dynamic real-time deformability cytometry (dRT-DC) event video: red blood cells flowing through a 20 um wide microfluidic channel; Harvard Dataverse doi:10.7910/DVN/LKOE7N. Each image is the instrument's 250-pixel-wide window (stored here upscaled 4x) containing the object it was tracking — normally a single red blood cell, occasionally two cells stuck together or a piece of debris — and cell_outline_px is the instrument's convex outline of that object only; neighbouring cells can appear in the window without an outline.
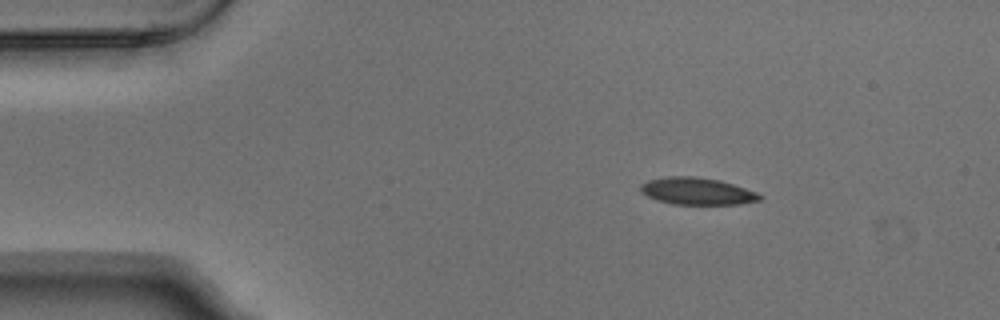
{"species": "Egyptian fruit bat (a non-hibernating species)", "species_latin": "Rousettus aegyptiacus", "temperature_condition": "warm", "stored_images_in_passage": 4, "camera_frame_rate_fps": 3000, "um_per_image_px": 0.085, "animal": {"sex": "male"}, "frame": {"image": 1, "passage_image": 2, "time_ms": 0.333, "image_size_px": [1000, 320], "cell_outline_px": [[764, 196], [760, 200], [740, 204], [672, 204], [656, 200], [640, 192], [640, 184], [648, 180], [668, 176], [696, 176], [720, 180], [756, 192]], "centroid_in_image_um": [59.23, 16.25], "position_along_channel_um": 25.8, "area_um2": 18.84}}
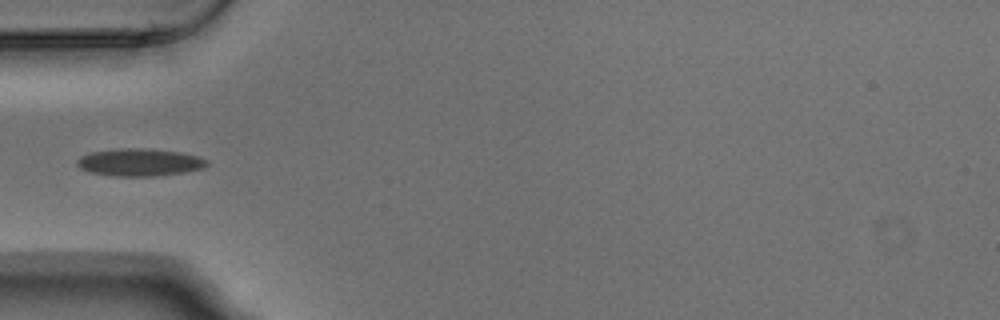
{"frame": {"image": 2, "passage_image": 4, "time_ms": 1.0, "image_size_px": [1000, 320], "cell_outline_px": [[208, 164], [204, 168], [184, 172], [156, 176], [116, 176], [88, 172], [80, 168], [76, 164], [76, 160], [80, 156], [88, 152], [116, 148], [152, 148], [180, 152], [200, 156], [208, 160]], "centroid_in_image_um": [11.85, 13.78], "position_along_channel_um": 73.1, "area_um2": 21.21}}